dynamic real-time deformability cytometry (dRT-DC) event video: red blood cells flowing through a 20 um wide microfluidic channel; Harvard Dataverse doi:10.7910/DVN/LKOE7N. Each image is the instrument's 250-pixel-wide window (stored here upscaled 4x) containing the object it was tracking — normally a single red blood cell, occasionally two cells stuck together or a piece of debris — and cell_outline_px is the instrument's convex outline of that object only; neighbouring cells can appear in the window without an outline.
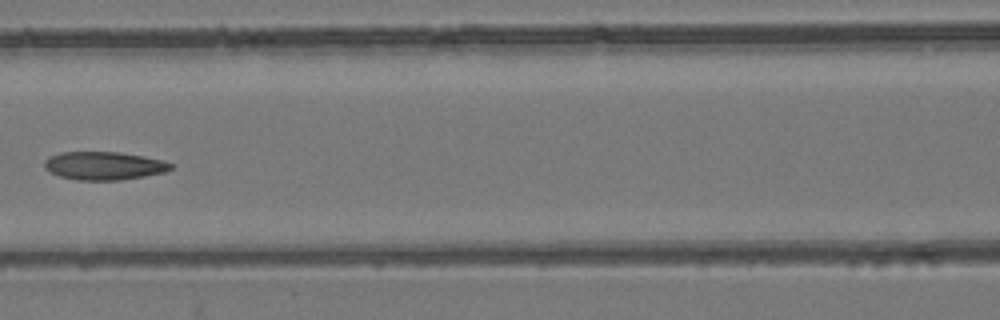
{"species": "common noctule bat (a hibernating species)", "species_latin": "Nyctalus noctula", "temperature_condition": "room temperature", "stored_images_in_passage": 8, "camera_frame_rate_fps": 3000, "um_per_image_px": 0.085, "animal": {"sex": "female", "body_mass_g": 24.6, "forearm_length_mm": 56.2}, "frame": {"image": 1, "passage_image": 7, "time_ms": 2.0, "image_size_px": [1000, 320], "cell_outline_px": [[176, 164], [172, 168], [164, 172], [144, 176], [120, 180], [80, 180], [60, 176], [48, 172], [44, 168], [44, 160], [60, 152], [120, 152], [144, 156], [164, 160]], "centroid_in_image_um": [8.86, 14.08], "position_along_channel_um": 157.7, "area_um2": 20.87}}
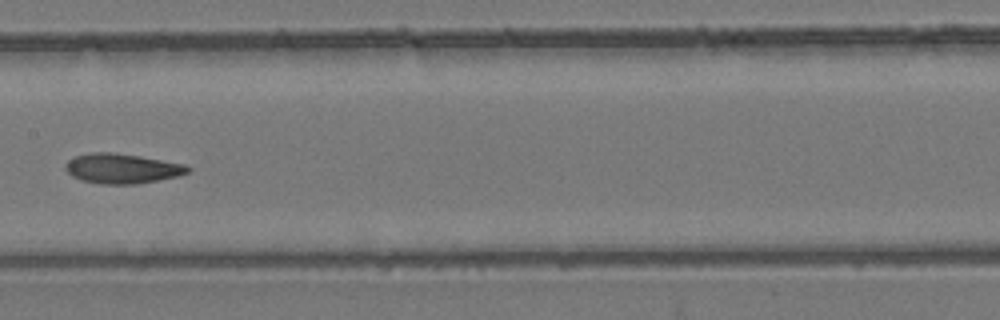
{"frame": {"image": 2, "passage_image": 8, "time_ms": 2.333, "image_size_px": [1000, 320], "cell_outline_px": [[192, 168], [188, 172], [176, 176], [136, 184], [100, 184], [80, 180], [72, 176], [64, 168], [64, 164], [68, 160], [76, 156], [92, 152], [112, 152], [140, 156], [184, 164]], "centroid_in_image_um": [10.33, 14.32], "position_along_channel_um": 197.1, "area_um2": 21.21}}